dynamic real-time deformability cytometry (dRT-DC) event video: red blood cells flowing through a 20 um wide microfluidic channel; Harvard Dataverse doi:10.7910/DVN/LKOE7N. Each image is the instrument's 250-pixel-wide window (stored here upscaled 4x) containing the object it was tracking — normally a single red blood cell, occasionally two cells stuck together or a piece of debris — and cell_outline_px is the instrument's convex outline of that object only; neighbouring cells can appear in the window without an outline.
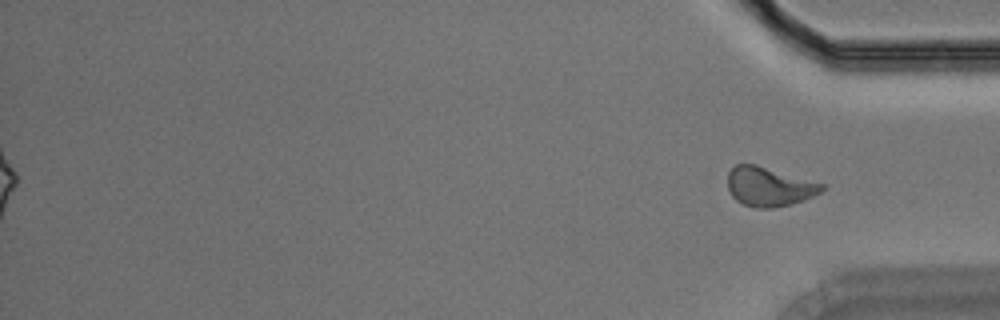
{"species": "Egyptian fruit bat (a non-hibernating species)", "species_latin": "Rousettus aegyptiacus", "temperature_condition": "room temperature", "stored_images_in_passage": 43, "segment_of_instrument_passage": [2, 2], "camera_frame_rate_fps": 3000, "um_per_image_px": 0.085, "animal": {"sex": "male"}, "frame": {"image": 1, "passage_image": 43, "time_ms": 14.0, "image_size_px": [1000, 320], "cell_outline_px": [[824, 188], [820, 192], [804, 200], [792, 204], [772, 208], [752, 208], [736, 200], [732, 196], [728, 188], [728, 172], [736, 164], [756, 164], [824, 184]], "centroid_in_image_um": [65.35, 15.87], "position_along_channel_um": 369.9, "area_um2": 21.44}}